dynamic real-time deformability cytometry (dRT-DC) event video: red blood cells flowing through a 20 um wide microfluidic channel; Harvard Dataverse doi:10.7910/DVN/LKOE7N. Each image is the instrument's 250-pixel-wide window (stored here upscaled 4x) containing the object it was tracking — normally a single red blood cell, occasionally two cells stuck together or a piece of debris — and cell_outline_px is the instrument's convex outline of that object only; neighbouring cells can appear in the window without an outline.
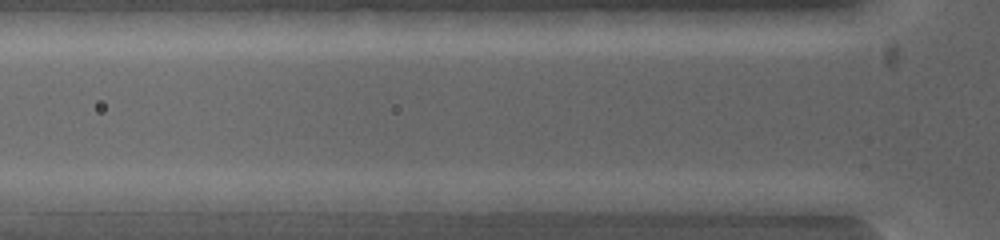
{"species": "common noctule bat (a hibernating species)", "species_latin": "Nyctalus noctula", "temperature_condition": "warm", "stored_images_in_passage": 3, "camera_frame_rate_fps": 5000, "um_per_image_px": 0.085, "animal": {"sex": "female", "body_mass_g": 19.0, "forearm_length_mm": 53.3}, "frame": {"image": 1, "passage_image": 3, "time_ms": 0.6, "image_size_px": [1000, 240], "cell_outline_px": [[788, 200], [780, 216], [772, 216], [704, 208], [672, 200], [696, 192], [772, 192]], "centroid_in_image_um": [62.75, 17.18], "position_along_channel_um": 63.1, "area_um2": 13.76}}